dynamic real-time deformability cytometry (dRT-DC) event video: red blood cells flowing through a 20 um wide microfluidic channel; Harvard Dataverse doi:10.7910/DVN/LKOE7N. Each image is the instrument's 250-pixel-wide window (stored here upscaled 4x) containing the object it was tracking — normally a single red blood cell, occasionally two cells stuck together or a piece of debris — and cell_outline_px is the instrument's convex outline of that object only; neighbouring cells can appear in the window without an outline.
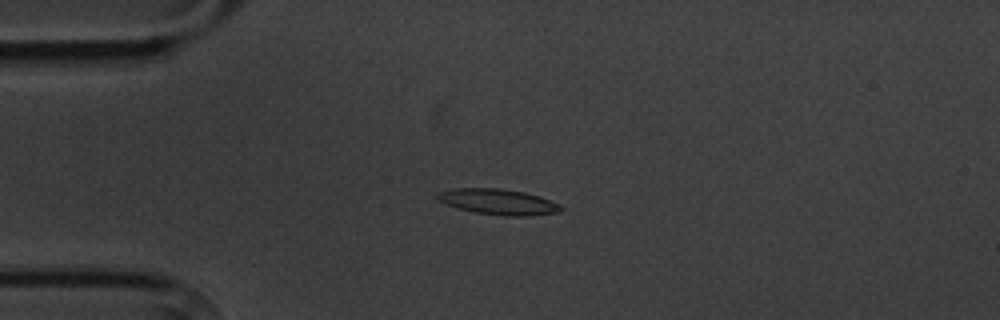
{"species": "common noctule bat (a hibernating species)", "species_latin": "Nyctalus noctula", "temperature_condition": "cold", "stored_images_in_passage": 9, "camera_frame_rate_fps": 3000, "um_per_image_px": 0.085, "animal": {"sex": "male", "body_mass_g": 20.1, "forearm_length_mm": 53.5}, "frame": {"image": 1, "passage_image": 3, "time_ms": 2.0, "image_size_px": [1000, 320], "cell_outline_px": [[564, 208], [560, 212], [528, 216], [504, 216], [476, 212], [444, 204], [436, 200], [436, 196], [440, 192], [456, 188], [500, 188], [524, 192], [540, 196], [560, 204]], "centroid_in_image_um": [42.38, 17.15], "position_along_channel_um": 42.6, "area_um2": 18.5}}
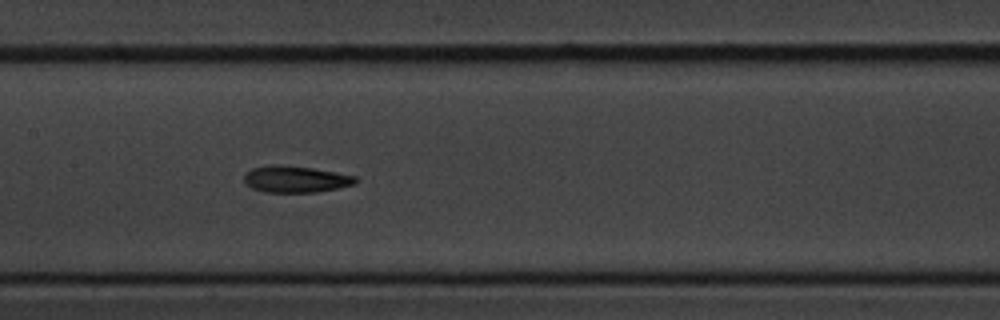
{"frame": {"image": 2, "passage_image": 7, "time_ms": 6.667, "image_size_px": [1000, 320], "cell_outline_px": [[360, 180], [356, 184], [316, 192], [264, 192], [252, 188], [244, 184], [244, 172], [252, 168], [280, 164], [312, 168], [356, 176]], "centroid_in_image_um": [25.11, 15.23], "position_along_channel_um": 182.3, "area_um2": 17.34}}
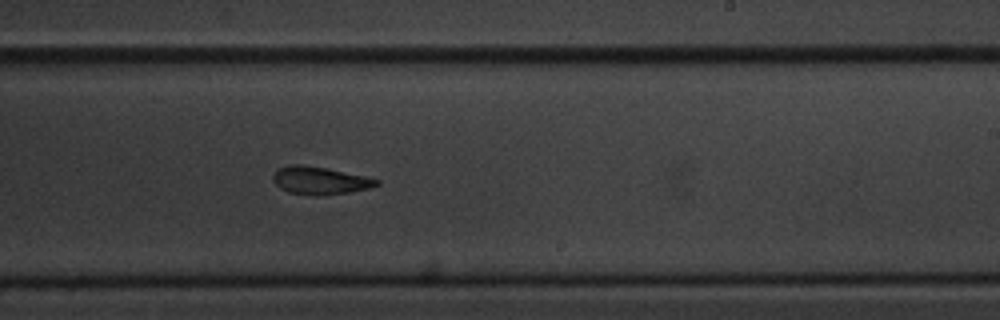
{"frame": {"image": 3, "passage_image": 9, "time_ms": 9.0, "image_size_px": [1000, 320], "cell_outline_px": [[380, 184], [368, 188], [348, 192], [288, 192], [280, 188], [272, 180], [272, 176], [280, 168], [292, 164], [300, 164], [328, 168], [364, 176], [380, 180]], "centroid_in_image_um": [27.19, 15.28], "position_along_channel_um": 261.8, "area_um2": 15.72}}